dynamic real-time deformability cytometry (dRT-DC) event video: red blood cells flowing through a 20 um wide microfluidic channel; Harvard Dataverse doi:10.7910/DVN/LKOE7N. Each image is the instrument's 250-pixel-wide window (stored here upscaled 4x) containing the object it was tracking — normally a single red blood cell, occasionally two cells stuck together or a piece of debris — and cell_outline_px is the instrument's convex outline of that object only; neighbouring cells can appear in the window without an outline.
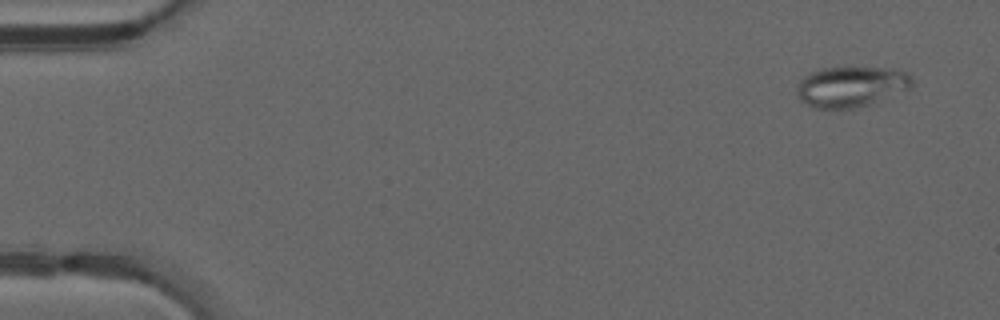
{"species": "common noctule bat (a hibernating species)", "species_latin": "Nyctalus noctula", "temperature_condition": "warm", "stored_images_in_passage": 49, "camera_frame_rate_fps": 3000, "um_per_image_px": 0.085, "animal": {"sex": "male", "forearm_length_mm": 52.5}, "frame": {"image": 1, "passage_image": 3, "time_ms": 0.667, "image_size_px": [1000, 320], "cell_outline_px": [[912, 84], [908, 88], [868, 104], [852, 108], [816, 108], [804, 104], [800, 100], [796, 92], [796, 88], [800, 80], [804, 76], [820, 68], [900, 68], [908, 72], [912, 76]], "centroid_in_image_um": [72.31, 7.34], "position_along_channel_um": 12.7, "area_um2": 26.99}}
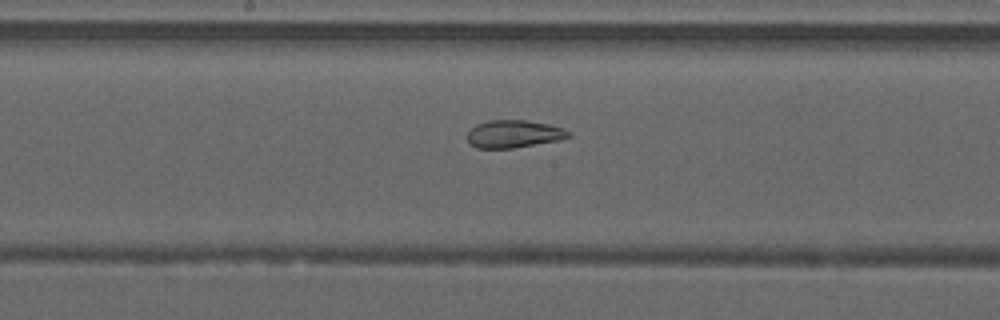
{"frame": {"image": 2, "passage_image": 26, "time_ms": 8.333, "image_size_px": [1000, 320], "cell_outline_px": [[572, 136], [560, 140], [512, 148], [476, 148], [468, 140], [468, 132], [476, 124], [488, 120], [524, 120], [548, 124], [564, 128], [572, 132]], "centroid_in_image_um": [43.71, 11.38], "position_along_channel_um": 204.5, "area_um2": 16.3}}
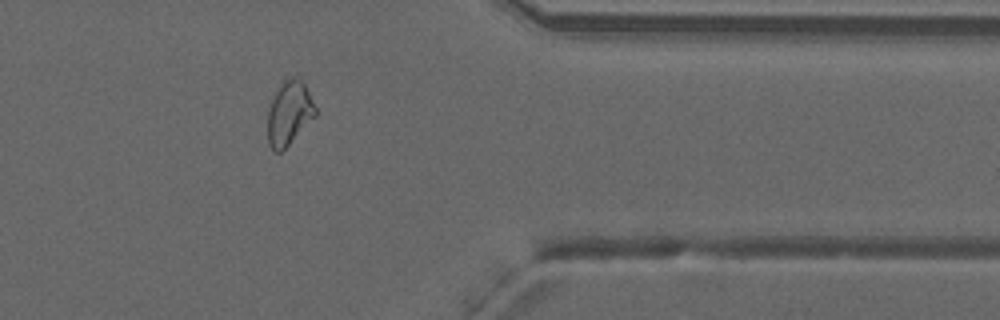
{"frame": {"image": 3, "passage_image": 40, "time_ms": 13.0, "image_size_px": [1000, 320], "cell_outline_px": [[316, 116], [280, 152], [276, 152], [268, 144], [268, 108], [280, 84], [284, 80], [292, 76], [300, 80], [304, 84], [316, 108]], "centroid_in_image_um": [24.57, 9.61], "position_along_channel_um": 386.8, "area_um2": 17.4}, "authors_computed_cell_mechanics": {"area_um2": 20.808, "velocity_mm_per_s": 4.2199, "shape_relaxation_time_tau1_ms": null, "shape_relaxation_time_tau2_ms": 1.3217, "deformation_change_tau1": null, "deformation_change_tau2": 0.0723}}